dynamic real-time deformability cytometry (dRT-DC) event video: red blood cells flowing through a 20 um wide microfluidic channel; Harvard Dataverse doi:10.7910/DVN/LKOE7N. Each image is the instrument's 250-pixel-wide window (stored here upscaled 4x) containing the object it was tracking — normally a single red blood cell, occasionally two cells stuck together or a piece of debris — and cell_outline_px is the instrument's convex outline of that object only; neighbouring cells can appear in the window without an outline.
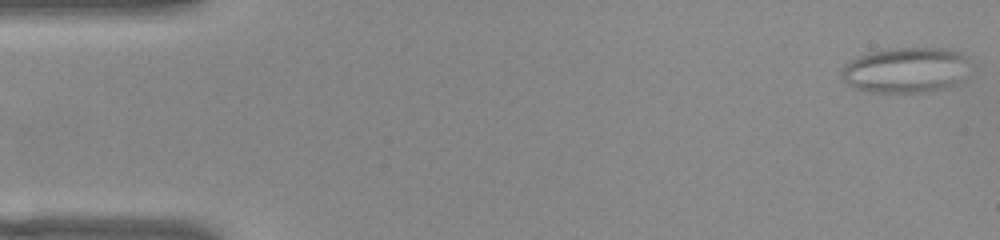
{"species": "common noctule bat (a hibernating species)", "species_latin": "Nyctalus noctula", "temperature_condition": "warm", "stored_images_in_passage": 51, "camera_frame_rate_fps": 3000, "um_per_image_px": 0.085, "animal": {"sex": "female", "body_mass_g": 22.0, "forearm_length_mm": 56.7}, "frame": {"image": 1, "passage_image": 1, "time_ms": 0.0, "image_size_px": [1000, 240], "cell_outline_px": [[964, 60], [956, 80], [952, 84], [944, 88], [924, 92], [872, 92], [856, 88], [848, 84], [840, 76], [840, 72], [844, 64], [868, 52], [888, 48], [940, 48], [964, 52]], "centroid_in_image_um": [76.82, 5.94], "position_along_channel_um": 8.2, "area_um2": 33.0}}
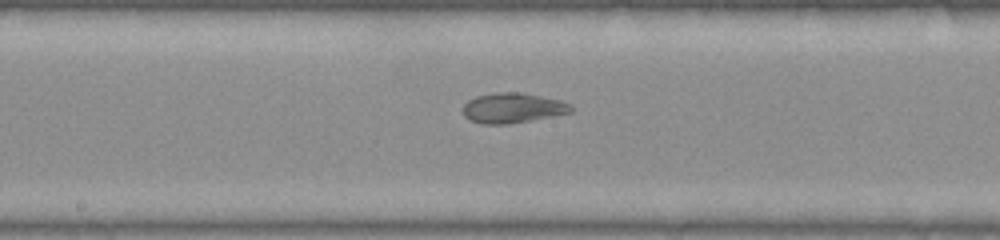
{"frame": {"image": 2, "passage_image": 26, "time_ms": 8.333, "image_size_px": [1000, 240], "cell_outline_px": [[572, 112], [508, 124], [484, 124], [472, 120], [464, 116], [464, 104], [468, 100], [476, 96], [496, 92], [520, 92], [560, 100], [572, 104]], "centroid_in_image_um": [43.58, 9.16], "position_along_channel_um": 204.6, "area_um2": 18.73}}
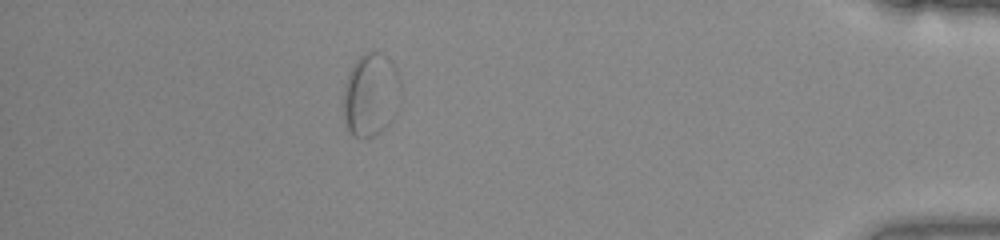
{"frame": {"image": 3, "passage_image": 45, "time_ms": 14.667, "image_size_px": [1000, 240], "cell_outline_px": [[400, 96], [396, 116], [380, 132], [364, 140], [356, 136], [348, 128], [344, 120], [344, 84], [348, 72], [352, 64], [364, 52], [376, 52], [384, 56], [392, 64], [400, 80]], "centroid_in_image_um": [31.51, 8.07], "position_along_channel_um": 403.7, "area_um2": 27.8}}